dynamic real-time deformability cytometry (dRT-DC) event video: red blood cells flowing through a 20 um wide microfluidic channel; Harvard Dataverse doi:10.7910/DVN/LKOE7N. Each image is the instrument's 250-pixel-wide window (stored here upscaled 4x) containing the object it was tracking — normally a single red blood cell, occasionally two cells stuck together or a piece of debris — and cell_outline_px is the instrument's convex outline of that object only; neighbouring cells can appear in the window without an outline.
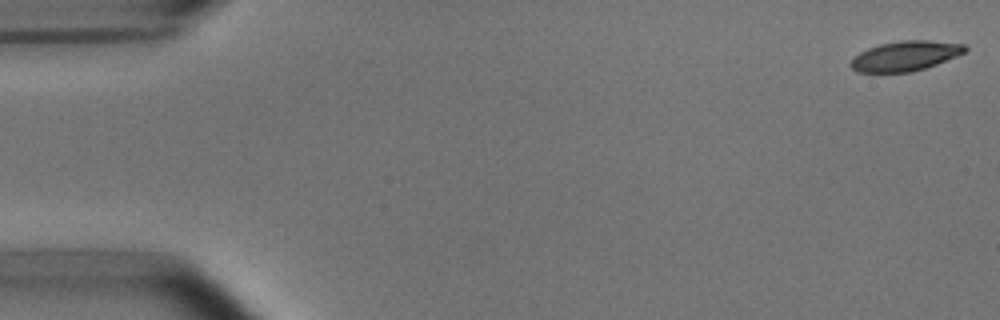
{"species": "common noctule bat (a hibernating species)", "species_latin": "Nyctalus noctula", "temperature_condition": "room temperature", "stored_images_in_passage": 5, "camera_frame_rate_fps": 3000, "um_per_image_px": 0.085, "animal": {"sex": "male", "body_mass_g": 15.6}, "frame": {"image": 1, "passage_image": 1, "time_ms": 0.0, "image_size_px": [1000, 320], "cell_outline_px": [[968, 48], [964, 52], [956, 56], [936, 64], [912, 72], [856, 72], [848, 64], [860, 52], [868, 48], [880, 44], [900, 40], [928, 40], [964, 44]], "centroid_in_image_um": [76.93, 4.75], "position_along_channel_um": 8.1, "area_um2": 19.77}}
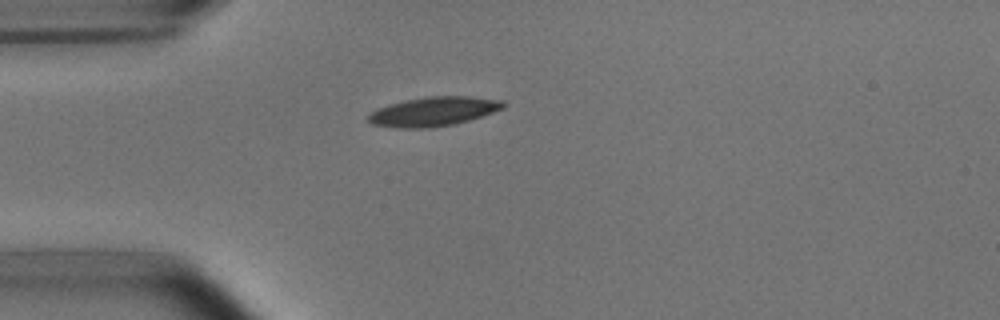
{"frame": {"image": 2, "passage_image": 4, "time_ms": 4.333, "image_size_px": [1000, 320], "cell_outline_px": [[508, 104], [504, 108], [468, 120], [452, 124], [428, 128], [396, 128], [372, 124], [368, 120], [368, 116], [376, 108], [404, 100], [428, 96], [468, 96], [500, 100]], "centroid_in_image_um": [36.83, 9.47], "position_along_channel_um": 48.2, "area_um2": 22.83}}